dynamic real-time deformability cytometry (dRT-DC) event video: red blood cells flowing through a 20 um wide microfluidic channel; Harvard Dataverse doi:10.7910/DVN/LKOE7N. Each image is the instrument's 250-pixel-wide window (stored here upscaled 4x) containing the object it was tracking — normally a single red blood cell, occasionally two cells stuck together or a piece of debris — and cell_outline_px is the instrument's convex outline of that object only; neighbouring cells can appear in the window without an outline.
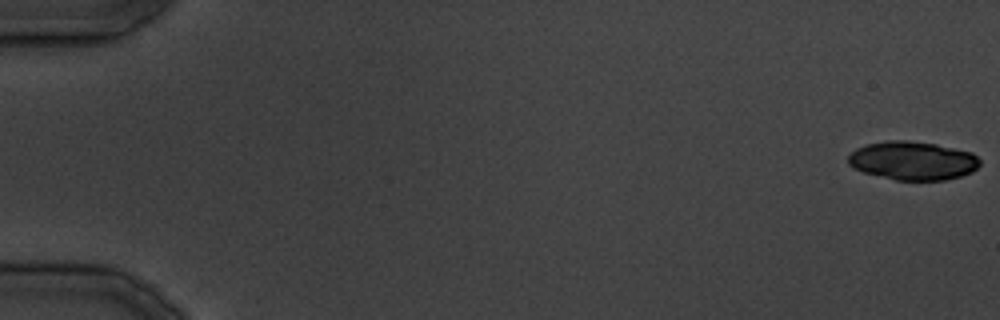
{"species": "common noctule bat (a hibernating species)", "species_latin": "Nyctalus noctula", "temperature_condition": "cold", "stored_images_in_passage": 36, "camera_frame_rate_fps": 3000, "um_per_image_px": 0.085, "animal": {"sex": "male", "body_mass_g": 19.5, "forearm_length_mm": 54.6}, "frame": {"image": 1, "passage_image": 1, "time_ms": 0.0, "image_size_px": [1000, 320], "cell_outline_px": [[980, 164], [972, 172], [960, 176], [944, 180], [896, 180], [864, 172], [852, 168], [848, 164], [848, 156], [856, 148], [864, 144], [888, 140], [908, 140], [936, 144], [972, 152], [980, 160]], "centroid_in_image_um": [77.56, 13.65], "position_along_channel_um": 7.4, "area_um2": 29.71}}